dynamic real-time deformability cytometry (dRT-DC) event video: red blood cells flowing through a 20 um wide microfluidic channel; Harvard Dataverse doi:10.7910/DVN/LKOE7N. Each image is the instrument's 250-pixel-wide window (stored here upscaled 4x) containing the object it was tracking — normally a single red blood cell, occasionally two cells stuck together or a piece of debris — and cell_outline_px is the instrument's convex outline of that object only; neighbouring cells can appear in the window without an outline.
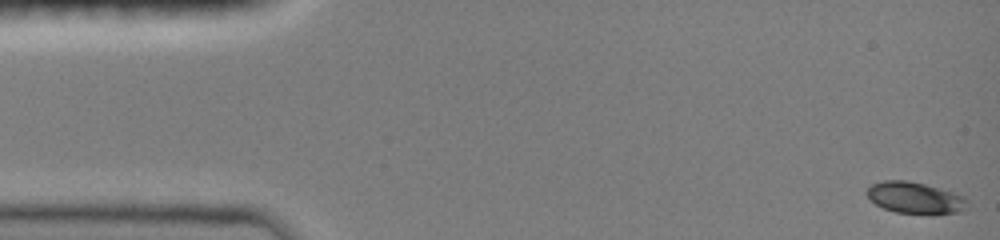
{"species": "common noctule bat (a hibernating species)", "species_latin": "Nyctalus noctula", "temperature_condition": "room temperature", "stored_images_in_passage": 9, "camera_frame_rate_fps": 3000, "um_per_image_px": 0.085, "animal": {"sex": "female", "body_mass_g": 19.0, "forearm_length_mm": 51.5}, "frame": {"image": 1, "passage_image": 1, "time_ms": 0.0, "image_size_px": [1000, 240], "cell_outline_px": [[968, 208], [960, 212], [936, 216], [932, 216], [896, 212], [884, 208], [876, 204], [864, 192], [872, 184], [884, 180], [908, 180], [940, 188], [964, 196], [968, 200]], "centroid_in_image_um": [77.84, 16.85], "position_along_channel_um": 7.2, "area_um2": 19.02}}